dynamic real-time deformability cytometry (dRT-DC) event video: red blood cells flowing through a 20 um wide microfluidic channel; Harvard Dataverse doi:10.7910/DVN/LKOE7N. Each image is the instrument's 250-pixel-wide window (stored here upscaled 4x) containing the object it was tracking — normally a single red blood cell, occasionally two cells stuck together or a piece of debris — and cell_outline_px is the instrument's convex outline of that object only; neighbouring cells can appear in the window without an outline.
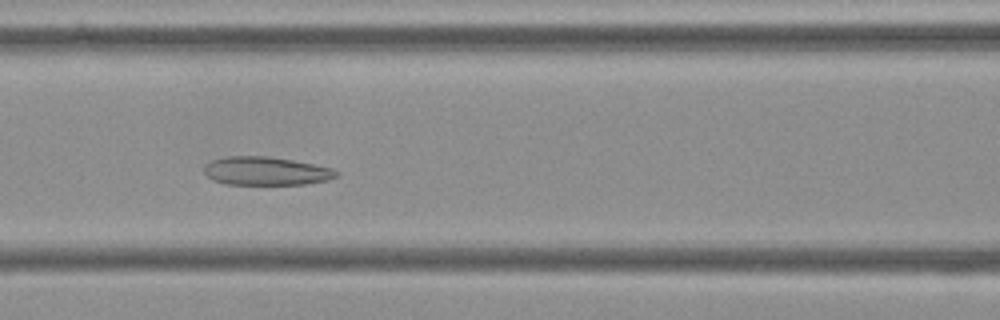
{"species": "Egyptian fruit bat (a non-hibernating species)", "species_latin": "Rousettus aegyptiacus", "temperature_condition": "cold", "stored_images_in_passage": 56, "camera_frame_rate_fps": 3000, "um_per_image_px": 0.085, "frame": {"image": 1, "passage_image": 24, "time_ms": 7.667, "image_size_px": [1000, 320], "cell_outline_px": [[340, 176], [328, 180], [304, 184], [224, 184], [212, 180], [204, 172], [204, 168], [212, 160], [228, 156], [268, 156], [292, 160], [332, 168], [340, 172]], "centroid_in_image_um": [22.64, 14.54], "position_along_channel_um": 144.0, "area_um2": 21.85}}
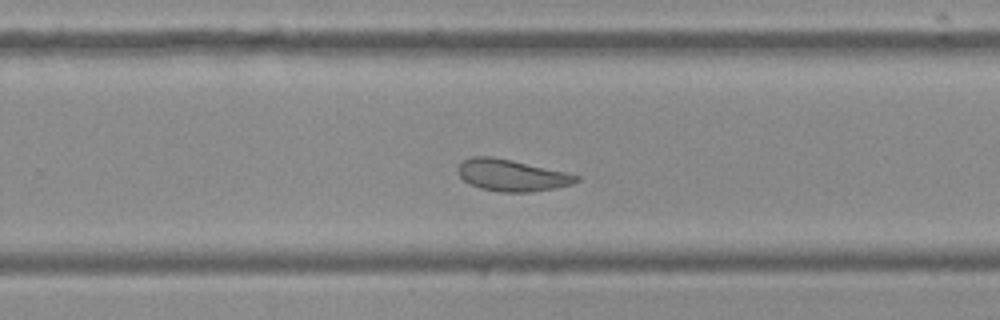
{"frame": {"image": 2, "passage_image": 36, "time_ms": 11.667, "image_size_px": [1000, 320], "cell_outline_px": [[580, 180], [572, 184], [556, 188], [528, 192], [500, 192], [480, 188], [468, 184], [456, 172], [456, 168], [464, 160], [472, 156], [492, 156], [512, 160], [564, 172], [580, 176]], "centroid_in_image_um": [43.46, 14.9], "position_along_channel_um": 286.3, "area_um2": 21.85}}
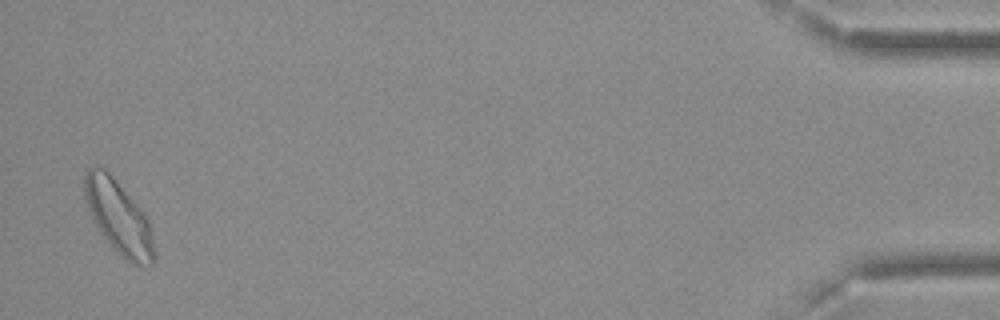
{"frame": {"image": 3, "passage_image": 55, "time_ms": 18.0, "image_size_px": [1000, 320], "cell_outline_px": [[156, 260], [152, 264], [132, 264], [124, 260], [112, 248], [100, 232], [92, 220], [84, 200], [84, 176], [88, 168], [92, 164], [96, 164], [104, 168], [112, 176], [136, 204], [148, 220], [152, 236], [156, 256]], "centroid_in_image_um": [10.04, 18.47], "position_along_channel_um": 425.2, "area_um2": 29.82}, "authors_computed_cell_mechanics": {"area_um2": 24.5072, "velocity_mm_per_s": 3.5716, "shape_relaxation_time_tau1_ms": null, "shape_relaxation_time_tau2_ms": 2.153, "deformation_change_tau1": null, "deformation_change_tau2": 0.0943}}